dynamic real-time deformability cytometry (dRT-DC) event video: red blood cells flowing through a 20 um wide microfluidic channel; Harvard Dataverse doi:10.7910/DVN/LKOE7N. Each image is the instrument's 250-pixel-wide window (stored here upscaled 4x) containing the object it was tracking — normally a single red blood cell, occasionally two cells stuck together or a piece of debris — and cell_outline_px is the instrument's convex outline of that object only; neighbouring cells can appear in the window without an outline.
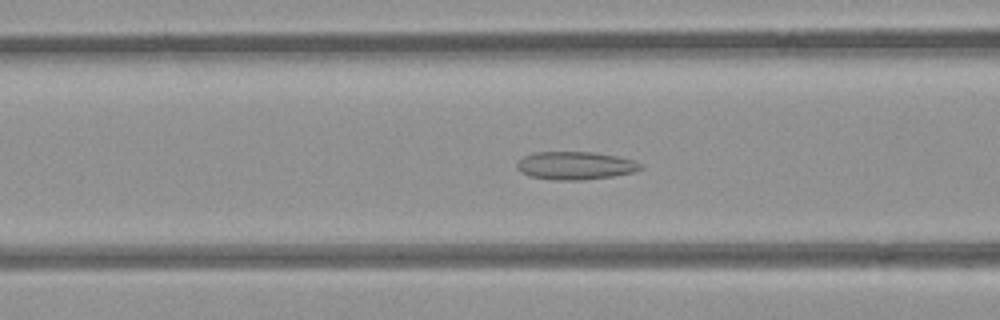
{"species": "common noctule bat (a hibernating species)", "species_latin": "Nyctalus noctula", "temperature_condition": "room temperature", "stored_images_in_passage": 53, "camera_frame_rate_fps": 3000, "um_per_image_px": 0.085, "animal": {"sex": "female", "body_mass_g": 21.9}, "frame": {"image": 1, "passage_image": 21, "time_ms": 6.667, "image_size_px": [1000, 320], "cell_outline_px": [[644, 168], [636, 172], [612, 176], [584, 180], [552, 180], [528, 176], [520, 172], [516, 168], [516, 164], [524, 156], [532, 152], [592, 152], [616, 156], [632, 160], [644, 164]], "centroid_in_image_um": [48.9, 14.08], "position_along_channel_um": 117.7, "area_um2": 20.4}}
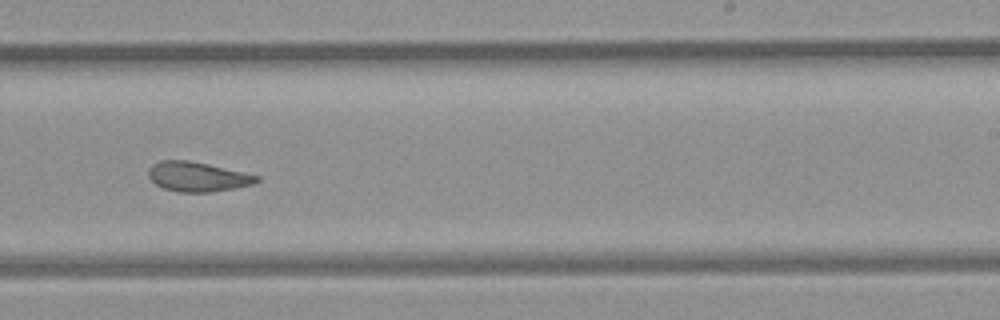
{"frame": {"image": 2, "passage_image": 33, "time_ms": 10.667, "image_size_px": [1000, 320], "cell_outline_px": [[260, 180], [252, 184], [236, 188], [212, 192], [180, 192], [164, 188], [156, 184], [148, 176], [148, 168], [152, 164], [160, 160], [188, 160], [208, 164], [260, 176]], "centroid_in_image_um": [16.78, 15.02], "position_along_channel_um": 272.2, "area_um2": 18.67}}
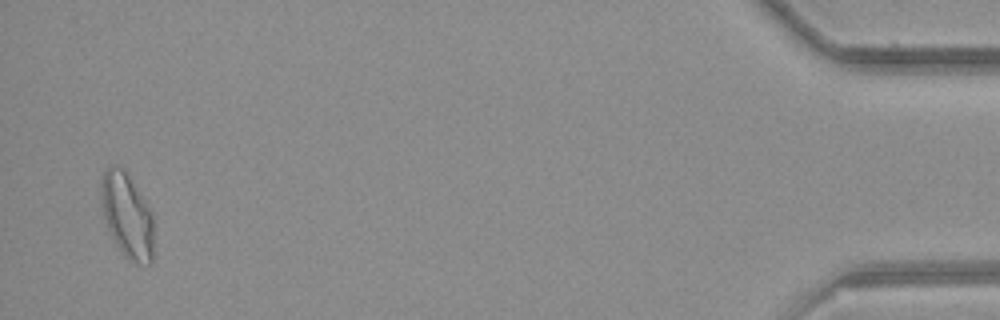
{"frame": {"image": 3, "passage_image": 52, "time_ms": 17.0, "image_size_px": [1000, 320], "cell_outline_px": [[152, 264], [140, 264], [128, 260], [124, 256], [116, 244], [108, 228], [104, 216], [100, 192], [100, 184], [104, 172], [112, 164], [120, 164], [124, 168], [152, 212]], "centroid_in_image_um": [10.79, 18.29], "position_along_channel_um": 424.4, "area_um2": 25.89}, "authors_computed_cell_mechanics": {"area_um2": 21.097, "velocity_mm_per_s": 3.8535, "shape_relaxation_time_tau1_ms": null, "shape_relaxation_time_tau2_ms": 2.125, "deformation_change_tau1": null, "deformation_change_tau2": 0.0853}}